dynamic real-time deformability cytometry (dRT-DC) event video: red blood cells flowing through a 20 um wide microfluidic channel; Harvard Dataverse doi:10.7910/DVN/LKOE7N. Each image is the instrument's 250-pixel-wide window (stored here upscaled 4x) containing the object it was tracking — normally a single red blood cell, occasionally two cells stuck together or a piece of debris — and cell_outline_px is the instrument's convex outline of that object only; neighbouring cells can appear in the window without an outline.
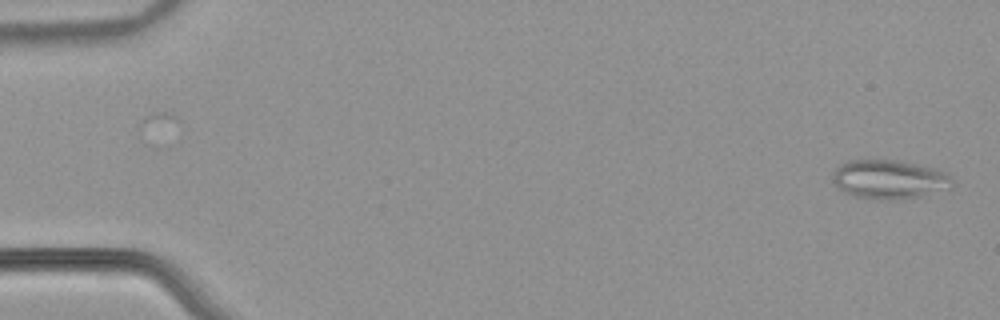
{"species": "common noctule bat (a hibernating species)", "species_latin": "Nyctalus noctula", "temperature_condition": "warm", "stored_images_in_passage": 14, "camera_frame_rate_fps": 3000, "um_per_image_px": 0.085, "animal": {"sex": "male", "body_mass_g": 21.5, "forearm_length_mm": 52.0}, "frame": {"image": 1, "passage_image": 1, "time_ms": 0.0, "image_size_px": [1000, 320], "cell_outline_px": [[952, 188], [904, 200], [880, 200], [856, 196], [844, 192], [832, 180], [832, 176], [836, 168], [840, 164], [848, 160], [900, 160], [936, 168], [944, 172], [952, 180]], "centroid_in_image_um": [75.6, 15.25], "position_along_channel_um": 9.4, "area_um2": 27.34}}